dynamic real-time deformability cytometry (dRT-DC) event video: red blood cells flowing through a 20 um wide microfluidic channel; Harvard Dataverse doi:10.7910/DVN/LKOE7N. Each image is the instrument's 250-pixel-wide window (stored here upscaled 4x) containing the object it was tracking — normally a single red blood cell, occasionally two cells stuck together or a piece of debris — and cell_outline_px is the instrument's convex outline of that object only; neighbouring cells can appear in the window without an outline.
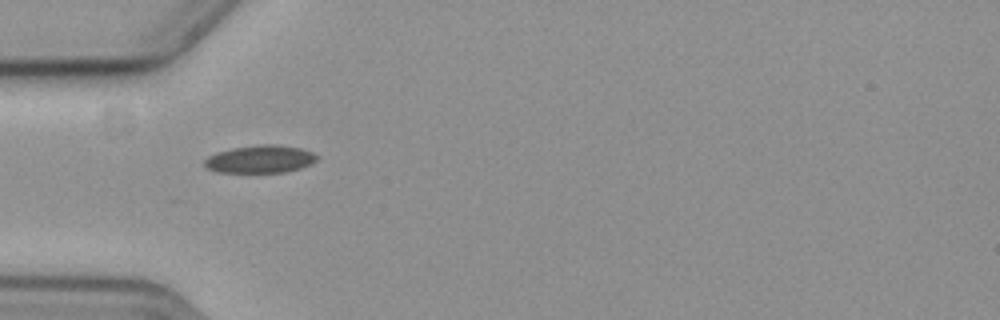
{"species": "common noctule bat (a hibernating species)", "species_latin": "Nyctalus noctula", "temperature_condition": "cold", "stored_images_in_passage": 40, "camera_frame_rate_fps": 3000, "um_per_image_px": 0.085, "animal": {"sex": "female", "body_mass_g": 19.3, "forearm_length_mm": 54.1}, "frame": {"image": 1, "passage_image": 1, "time_ms": 0.0, "image_size_px": [1000, 320], "cell_outline_px": [[320, 156], [312, 164], [300, 168], [284, 172], [216, 172], [204, 168], [204, 160], [208, 156], [216, 152], [232, 148], [260, 144], [276, 144], [300, 148], [312, 152]], "centroid_in_image_um": [22.1, 13.52], "position_along_channel_um": 62.9, "area_um2": 18.32}}
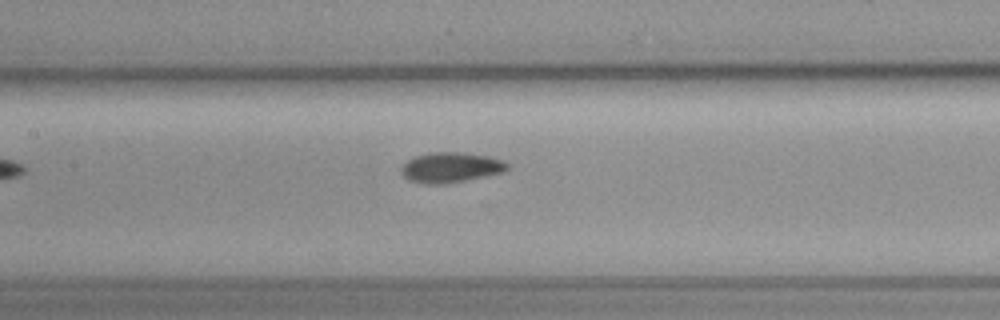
{"frame": {"image": 2, "passage_image": 10, "time_ms": 3.0, "image_size_px": [1000, 320], "cell_outline_px": [[508, 168], [504, 172], [464, 180], [436, 184], [424, 184], [408, 180], [400, 172], [400, 168], [408, 160], [416, 156], [428, 152], [460, 152], [488, 156], [504, 160], [508, 164]], "centroid_in_image_um": [38.29, 14.22], "position_along_channel_um": 169.1, "area_um2": 18.55}}
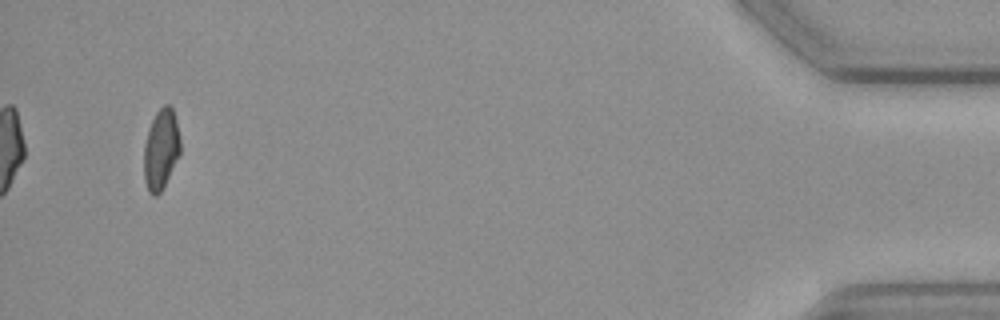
{"frame": {"image": 3, "passage_image": 38, "time_ms": 12.333, "image_size_px": [1000, 320], "cell_outline_px": [[180, 156], [160, 192], [156, 196], [152, 196], [148, 192], [144, 180], [144, 144], [148, 128], [156, 112], [164, 104], [168, 104], [172, 108], [176, 120], [180, 140]], "centroid_in_image_um": [13.68, 12.7], "position_along_channel_um": 421.5, "area_um2": 17.17}, "authors_computed_cell_mechanics": {"area_um2": 17.5423, "velocity_mm_per_s": 3.601, "shape_relaxation_time_tau1_ms": 7.8098, "shape_relaxation_time_tau2_ms": 7.3833, "deformation_change_tau1": 0.1322, "deformation_change_tau2": 0.1296}}